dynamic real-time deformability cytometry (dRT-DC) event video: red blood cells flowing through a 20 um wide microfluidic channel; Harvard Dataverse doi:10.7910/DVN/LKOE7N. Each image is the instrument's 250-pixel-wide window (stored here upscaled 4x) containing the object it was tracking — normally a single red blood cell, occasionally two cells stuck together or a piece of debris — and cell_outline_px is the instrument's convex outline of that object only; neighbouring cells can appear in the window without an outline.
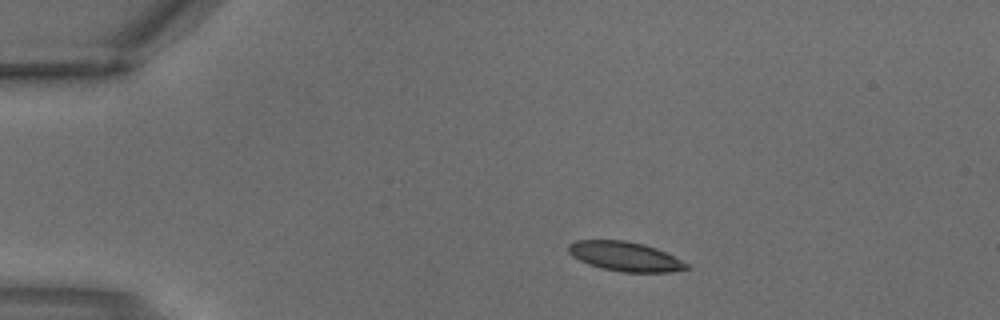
{"species": "common noctule bat (a hibernating species)", "species_latin": "Nyctalus noctula", "temperature_condition": "warm", "stored_images_in_passage": 2, "camera_frame_rate_fps": 3000, "um_per_image_px": 0.085, "animal": {"sex": "male", "body_mass_g": 18.8}, "frame": {"image": 1, "passage_image": 1, "time_ms": 0.0, "image_size_px": [1000, 320], "cell_outline_px": [[692, 268], [672, 272], [620, 272], [588, 264], [572, 256], [568, 252], [568, 244], [576, 240], [624, 240], [644, 244], [656, 248], [688, 264]], "centroid_in_image_um": [53.12, 21.79], "position_along_channel_um": 31.9, "area_um2": 20.17}}